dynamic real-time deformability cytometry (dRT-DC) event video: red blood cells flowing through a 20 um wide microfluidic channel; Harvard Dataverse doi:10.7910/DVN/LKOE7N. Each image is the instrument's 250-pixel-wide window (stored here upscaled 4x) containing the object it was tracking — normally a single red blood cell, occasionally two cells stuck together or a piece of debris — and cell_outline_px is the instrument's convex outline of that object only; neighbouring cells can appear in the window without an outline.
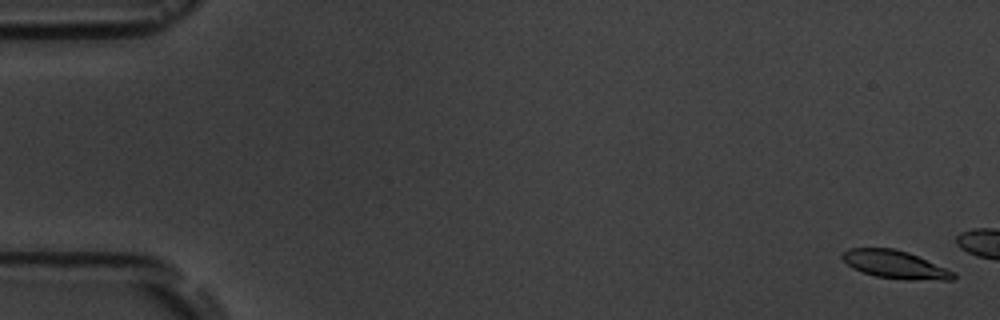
{"species": "common noctule bat (a hibernating species)", "species_latin": "Nyctalus noctula", "temperature_condition": "room temperature", "stored_images_in_passage": 4, "camera_frame_rate_fps": 3000, "um_per_image_px": 0.085, "animal": {"sex": "male", "body_mass_g": 19.5, "forearm_length_mm": 54.6}, "frame": {"image": 1, "passage_image": 1, "time_ms": 0.0, "image_size_px": [1000, 320], "cell_outline_px": [[956, 276], [952, 280], [908, 280], [876, 276], [852, 268], [840, 256], [848, 248], [892, 248], [908, 252], [956, 272]], "centroid_in_image_um": [76.11, 22.49], "position_along_channel_um": 8.9, "area_um2": 18.03}}